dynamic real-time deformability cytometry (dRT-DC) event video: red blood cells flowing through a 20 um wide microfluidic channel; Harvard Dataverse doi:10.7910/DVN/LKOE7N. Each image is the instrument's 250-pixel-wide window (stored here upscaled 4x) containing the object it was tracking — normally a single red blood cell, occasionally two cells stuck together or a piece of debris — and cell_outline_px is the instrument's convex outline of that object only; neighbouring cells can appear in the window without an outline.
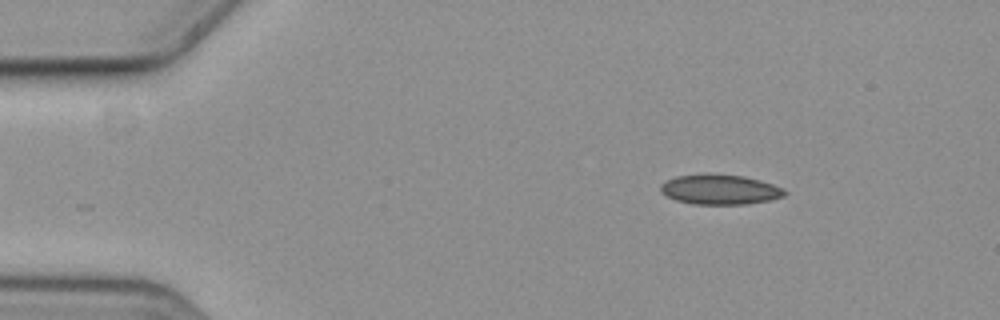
{"species": "common noctule bat (a hibernating species)", "species_latin": "Nyctalus noctula", "temperature_condition": "cold", "stored_images_in_passage": 16, "camera_frame_rate_fps": 3000, "um_per_image_px": 0.085, "animal": {"sex": "female", "body_mass_g": 19.3, "forearm_length_mm": 54.1}, "frame": {"image": 1, "passage_image": 8, "time_ms": 2.333, "image_size_px": [1000, 320], "cell_outline_px": [[788, 192], [784, 196], [768, 200], [744, 204], [692, 204], [676, 200], [660, 192], [660, 184], [664, 180], [676, 176], [744, 176], [760, 180], [784, 188]], "centroid_in_image_um": [61.2, 16.14], "position_along_channel_um": 23.8, "area_um2": 21.04}}